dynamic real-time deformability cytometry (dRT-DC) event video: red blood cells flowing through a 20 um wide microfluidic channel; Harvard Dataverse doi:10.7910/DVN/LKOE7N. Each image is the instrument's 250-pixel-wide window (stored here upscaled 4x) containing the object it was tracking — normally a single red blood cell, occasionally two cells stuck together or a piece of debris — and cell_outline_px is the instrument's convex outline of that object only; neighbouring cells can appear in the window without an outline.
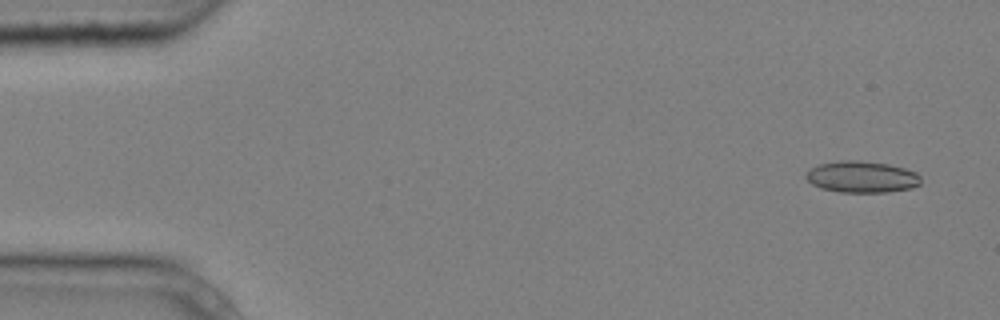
{"species": "common noctule bat (a hibernating species)", "species_latin": "Nyctalus noctula", "temperature_condition": "cold", "stored_images_in_passage": 6, "camera_frame_rate_fps": 3000, "um_per_image_px": 0.085, "animal": {"sex": "male", "body_mass_g": 20.4}, "frame": {"image": 1, "passage_image": 1, "time_ms": 0.0, "image_size_px": [1000, 320], "cell_outline_px": [[920, 184], [912, 188], [888, 192], [840, 192], [820, 188], [812, 184], [804, 176], [812, 168], [820, 164], [840, 160], [860, 160], [888, 164], [904, 168], [916, 172], [920, 176]], "centroid_in_image_um": [73.27, 15.03], "position_along_channel_um": 11.7, "area_um2": 21.1}}
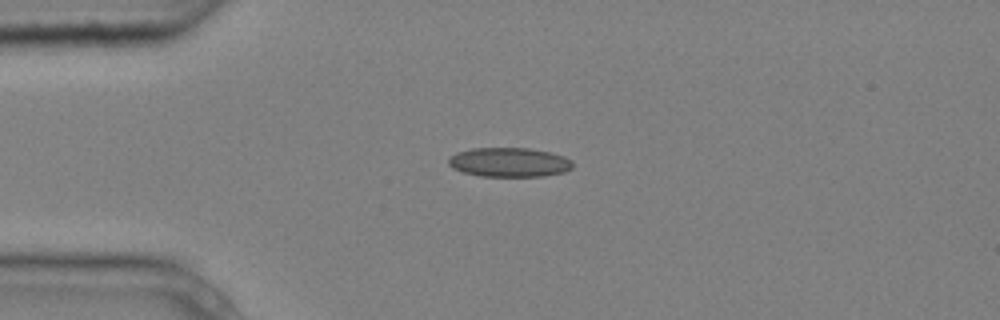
{"frame": {"image": 2, "passage_image": 4, "time_ms": 1.0, "image_size_px": [1000, 320], "cell_outline_px": [[572, 168], [564, 172], [544, 176], [480, 176], [464, 172], [452, 168], [448, 164], [448, 156], [456, 152], [472, 148], [528, 148], [548, 152], [564, 156], [572, 160]], "centroid_in_image_um": [43.26, 13.79], "position_along_channel_um": 41.7, "area_um2": 21.27}}
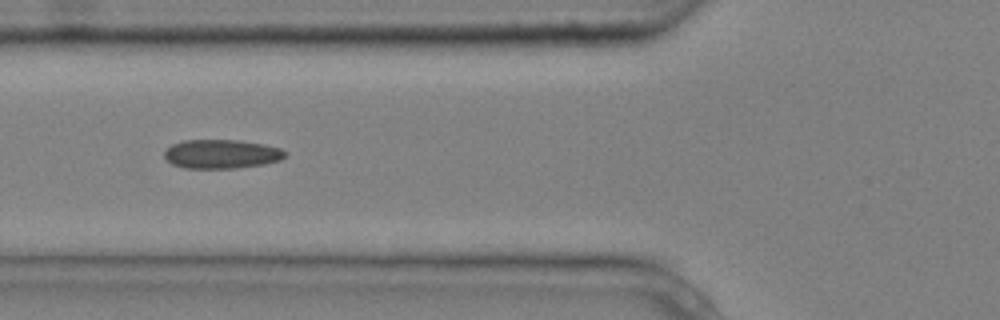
{"frame": {"image": 3, "passage_image": 6, "time_ms": 1.667, "image_size_px": [1000, 320], "cell_outline_px": [[288, 156], [280, 160], [264, 164], [236, 168], [184, 168], [172, 164], [164, 156], [164, 152], [172, 144], [184, 140], [240, 140], [264, 144], [280, 148], [288, 152]], "centroid_in_image_um": [18.87, 13.09], "position_along_channel_um": 106.9, "area_um2": 20.52}}